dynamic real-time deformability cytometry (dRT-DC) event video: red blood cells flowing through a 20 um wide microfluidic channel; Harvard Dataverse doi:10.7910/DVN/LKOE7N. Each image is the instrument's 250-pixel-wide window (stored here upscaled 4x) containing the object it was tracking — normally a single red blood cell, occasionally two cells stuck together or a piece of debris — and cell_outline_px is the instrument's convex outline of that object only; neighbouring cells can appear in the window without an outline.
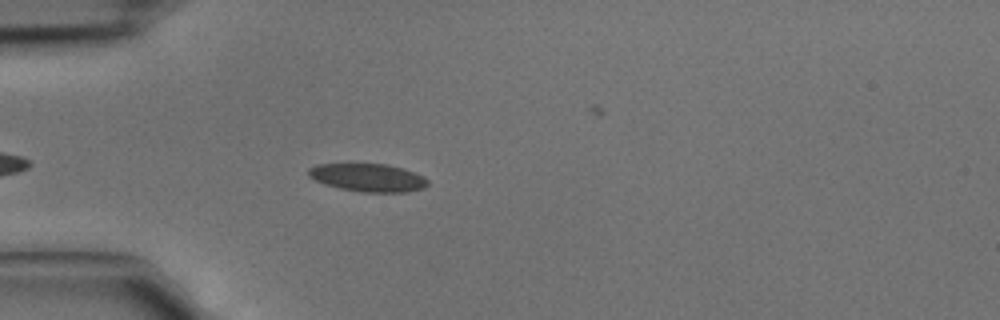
{"species": "common noctule bat (a hibernating species)", "species_latin": "Nyctalus noctula", "temperature_condition": "cold", "stored_images_in_passage": 3, "camera_frame_rate_fps": 3000, "um_per_image_px": 0.085, "animal": {"sex": "male", "body_mass_g": 15.6}, "frame": {"image": 1, "passage_image": 3, "time_ms": 0.667, "image_size_px": [1000, 320], "cell_outline_px": [[428, 184], [424, 188], [408, 192], [364, 192], [340, 188], [324, 184], [308, 176], [308, 168], [316, 164], [388, 164], [404, 168], [424, 176], [428, 180]], "centroid_in_image_um": [31.3, 15.09], "position_along_channel_um": 53.7, "area_um2": 19.54}}